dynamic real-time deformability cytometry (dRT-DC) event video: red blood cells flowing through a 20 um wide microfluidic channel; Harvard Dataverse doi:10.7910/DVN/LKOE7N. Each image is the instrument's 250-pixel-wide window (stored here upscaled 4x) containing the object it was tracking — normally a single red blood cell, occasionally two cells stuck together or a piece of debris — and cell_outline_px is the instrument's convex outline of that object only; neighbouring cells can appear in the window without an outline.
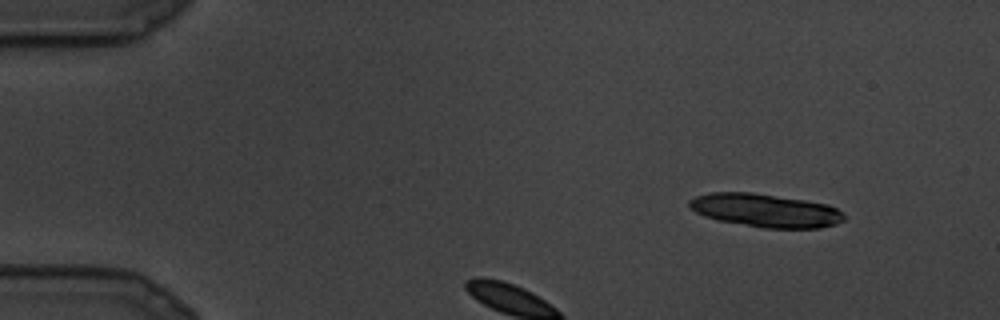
{"species": "common noctule bat (a hibernating species)", "species_latin": "Nyctalus noctula", "temperature_condition": "cold", "stored_images_in_passage": 23, "camera_frame_rate_fps": 3000, "um_per_image_px": 0.085, "animal": {"sex": "male", "body_mass_g": 19.5, "forearm_length_mm": 54.6}, "frame": {"image": 1, "passage_image": 1, "time_ms": 0.0, "image_size_px": [1000, 320], "cell_outline_px": [[844, 220], [836, 224], [820, 228], [764, 228], [720, 220], [704, 216], [696, 212], [688, 204], [688, 200], [696, 196], [708, 192], [752, 192], [804, 200], [828, 204], [836, 208], [844, 216]], "centroid_in_image_um": [65.05, 17.88], "position_along_channel_um": 19.9, "area_um2": 29.88}}
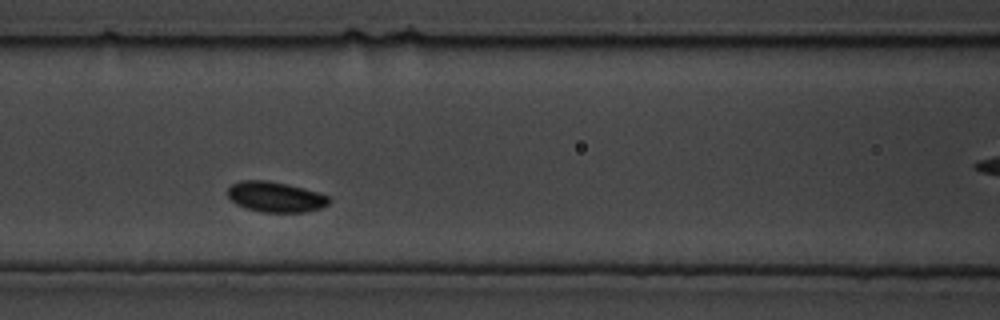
{"frame": {"image": 2, "passage_image": 7, "time_ms": 2.0, "image_size_px": [1000, 320], "cell_outline_px": [[332, 200], [328, 204], [320, 208], [304, 212], [260, 212], [244, 208], [236, 204], [228, 196], [228, 188], [232, 184], [240, 180], [268, 180], [288, 184], [304, 188], [328, 196]], "centroid_in_image_um": [23.4, 16.73], "position_along_channel_um": 143.2, "area_um2": 18.03}}